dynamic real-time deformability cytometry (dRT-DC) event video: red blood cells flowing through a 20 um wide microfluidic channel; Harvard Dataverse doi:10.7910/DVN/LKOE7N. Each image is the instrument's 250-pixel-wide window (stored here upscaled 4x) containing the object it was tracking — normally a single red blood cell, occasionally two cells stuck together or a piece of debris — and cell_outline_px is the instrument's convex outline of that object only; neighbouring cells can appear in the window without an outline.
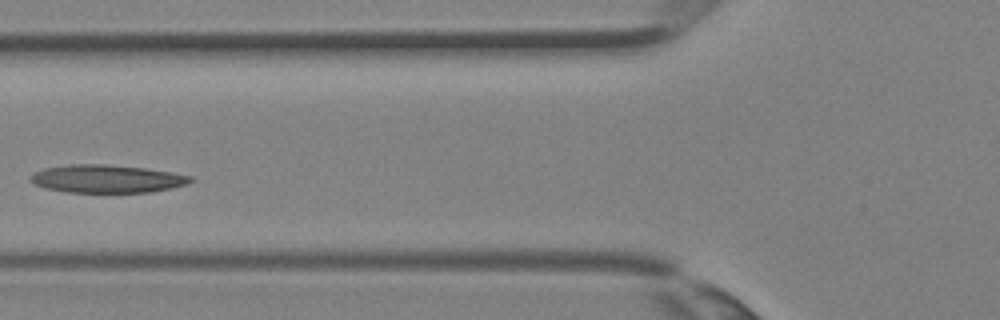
{"species": "Egyptian fruit bat (a non-hibernating species)", "species_latin": "Rousettus aegyptiacus", "temperature_condition": "room temperature", "stored_images_in_passage": 3, "camera_frame_rate_fps": 3000, "um_per_image_px": 0.085, "animal": {"sex": "female"}, "frame": {"image": 1, "passage_image": 3, "time_ms": 0.667, "image_size_px": [1000, 320], "cell_outline_px": [[196, 180], [188, 184], [172, 188], [152, 192], [64, 192], [44, 188], [28, 180], [28, 176], [44, 168], [68, 164], [104, 164], [144, 168], [172, 172], [192, 176]], "centroid_in_image_um": [9.09, 15.2], "position_along_channel_um": 116.7, "area_um2": 26.3}}